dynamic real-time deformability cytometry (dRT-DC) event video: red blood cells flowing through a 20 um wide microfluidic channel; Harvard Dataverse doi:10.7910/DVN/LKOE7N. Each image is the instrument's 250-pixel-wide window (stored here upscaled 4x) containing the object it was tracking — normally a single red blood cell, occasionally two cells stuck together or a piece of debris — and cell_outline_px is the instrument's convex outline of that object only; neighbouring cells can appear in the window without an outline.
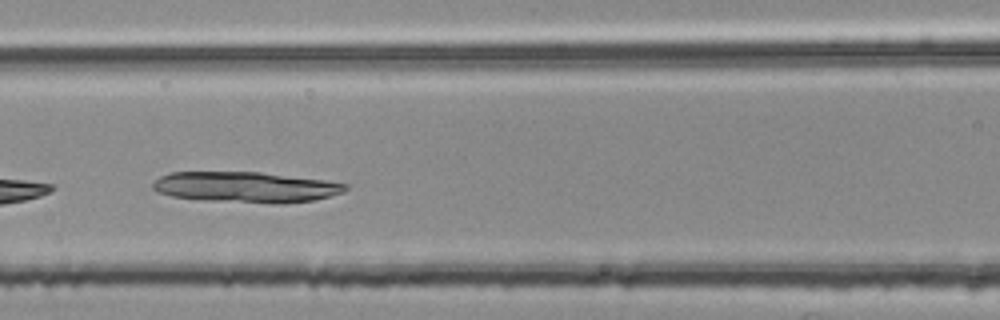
{"species": "common noctule bat (a hibernating species)", "species_latin": "Nyctalus noctula", "temperature_condition": "room temperature", "stored_images_in_passage": 29, "camera_frame_rate_fps": 3000, "um_per_image_px": 0.085, "animal": {"sex": "female", "body_mass_g": 25.1}, "frame": {"image": 1, "passage_image": 7, "time_ms": 2.0, "image_size_px": [1000, 320], "cell_outline_px": [[348, 188], [340, 192], [316, 200], [284, 204], [204, 200], [172, 196], [156, 192], [152, 188], [152, 184], [160, 176], [172, 172], [260, 172], [324, 180], [348, 184]], "centroid_in_image_um": [20.87, 15.91], "position_along_channel_um": 145.7, "area_um2": 34.33}}
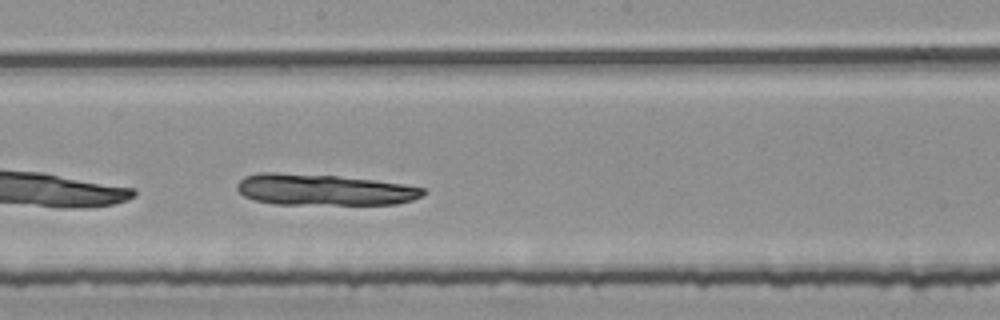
{"frame": {"image": 2, "passage_image": 13, "time_ms": 4.0, "image_size_px": [1000, 320], "cell_outline_px": [[424, 192], [420, 196], [412, 200], [396, 204], [276, 204], [256, 200], [244, 196], [236, 188], [236, 184], [244, 176], [260, 172], [276, 172], [340, 176], [404, 184], [424, 188]], "centroid_in_image_um": [27.48, 16.12], "position_along_channel_um": 220.7, "area_um2": 33.76}}
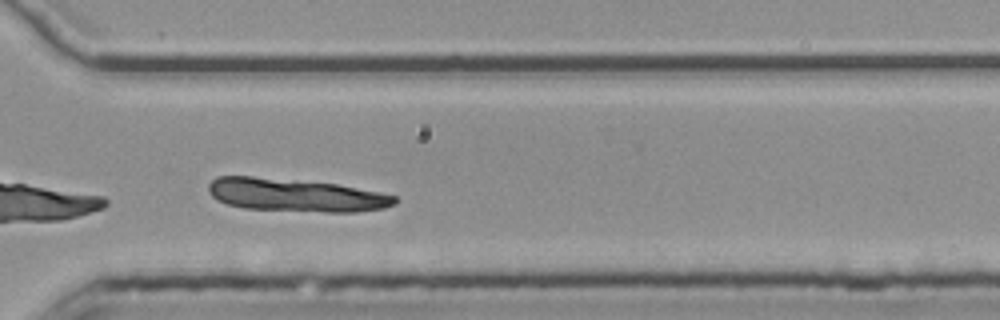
{"frame": {"image": 3, "passage_image": 23, "time_ms": 7.333, "image_size_px": [1000, 320], "cell_outline_px": [[396, 204], [384, 208], [356, 212], [324, 212], [244, 208], [228, 204], [216, 200], [208, 192], [208, 184], [216, 176], [252, 176], [336, 184], [380, 192], [396, 196]], "centroid_in_image_um": [25.11, 16.58], "position_along_channel_um": 345.5, "area_um2": 35.78}}